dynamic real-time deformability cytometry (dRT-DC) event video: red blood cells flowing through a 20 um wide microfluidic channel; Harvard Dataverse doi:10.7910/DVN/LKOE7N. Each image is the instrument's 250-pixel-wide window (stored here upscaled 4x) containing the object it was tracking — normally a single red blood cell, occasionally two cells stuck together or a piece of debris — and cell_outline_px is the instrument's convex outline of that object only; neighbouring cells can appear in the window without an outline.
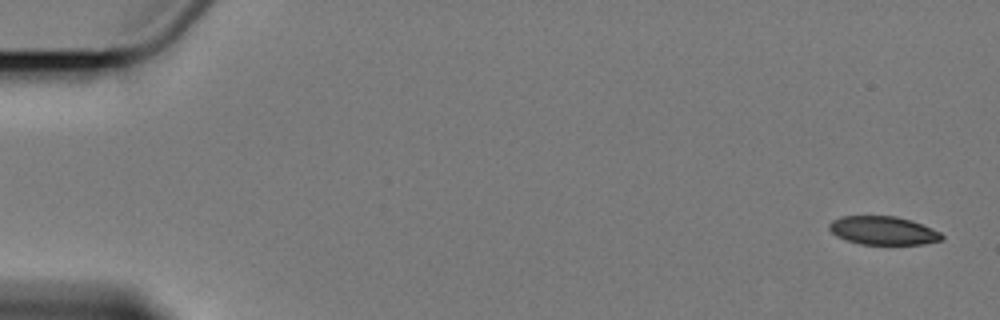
{"species": "Egyptian fruit bat (a non-hibernating species)", "species_latin": "Rousettus aegyptiacus", "temperature_condition": "cold", "stored_images_in_passage": 7, "camera_frame_rate_fps": 3000, "um_per_image_px": 0.085, "animal": {"sex": "female"}, "frame": {"image": 1, "passage_image": 1, "time_ms": 0.0, "image_size_px": [1000, 320], "cell_outline_px": [[944, 240], [924, 244], [860, 244], [836, 236], [828, 228], [828, 224], [832, 220], [840, 216], [896, 216], [912, 220], [932, 228], [940, 232], [944, 236]], "centroid_in_image_um": [75.08, 19.59], "position_along_channel_um": 9.9, "area_um2": 18.79}}
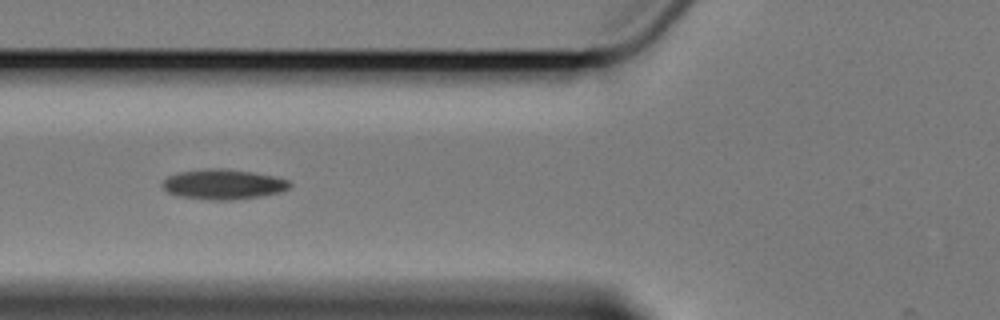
{"frame": {"image": 2, "passage_image": 7, "time_ms": 7.0, "image_size_px": [1000, 320], "cell_outline_px": [[292, 184], [288, 188], [280, 192], [260, 196], [232, 200], [208, 200], [176, 196], [168, 192], [160, 184], [168, 176], [180, 172], [212, 168], [220, 168], [252, 172], [276, 176], [288, 180]], "centroid_in_image_um": [18.97, 15.67], "position_along_channel_um": 106.8, "area_um2": 22.31}}